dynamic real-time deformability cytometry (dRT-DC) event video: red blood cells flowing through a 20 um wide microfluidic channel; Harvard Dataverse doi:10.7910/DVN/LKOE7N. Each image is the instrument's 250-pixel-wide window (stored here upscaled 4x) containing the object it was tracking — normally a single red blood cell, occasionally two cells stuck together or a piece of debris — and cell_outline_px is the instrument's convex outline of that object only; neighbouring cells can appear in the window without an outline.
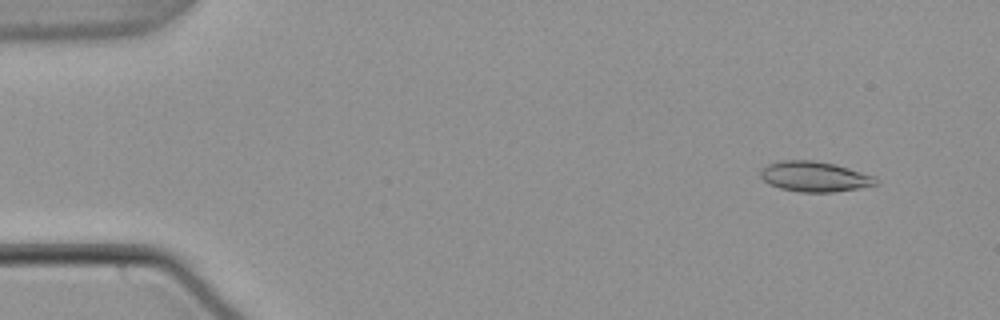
{"species": "common noctule bat (a hibernating species)", "species_latin": "Nyctalus noctula", "temperature_condition": "warm", "stored_images_in_passage": 53, "camera_frame_rate_fps": 3000, "um_per_image_px": 0.085, "animal": {"sex": "male", "body_mass_g": 21.5, "forearm_length_mm": 52.0}, "frame": {"image": 1, "passage_image": 4, "time_ms": 1.0, "image_size_px": [1000, 320], "cell_outline_px": [[880, 184], [832, 192], [800, 192], [780, 188], [768, 184], [760, 176], [760, 172], [768, 164], [780, 160], [812, 160], [836, 164], [876, 176], [880, 180]], "centroid_in_image_um": [69.28, 15.0], "position_along_channel_um": 15.7, "area_um2": 20.46}}
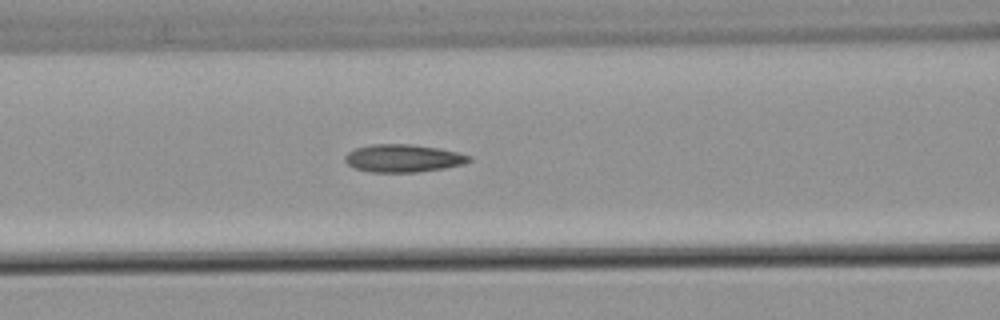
{"frame": {"image": 2, "passage_image": 22, "time_ms": 7.0, "image_size_px": [1000, 320], "cell_outline_px": [[472, 160], [464, 164], [444, 168], [416, 172], [368, 172], [352, 168], [344, 160], [344, 156], [348, 152], [356, 148], [372, 144], [412, 144], [440, 148], [472, 156]], "centroid_in_image_um": [34.25, 13.45], "position_along_channel_um": 132.3, "area_um2": 20.23}}
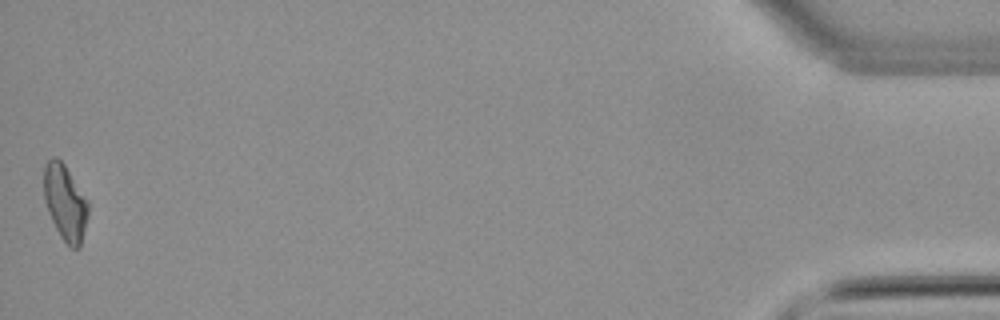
{"frame": {"image": 3, "passage_image": 53, "time_ms": 17.333, "image_size_px": [1000, 320], "cell_outline_px": [[88, 216], [80, 248], [72, 248], [60, 236], [48, 212], [44, 200], [44, 164], [52, 156], [56, 156], [64, 164], [88, 200]], "centroid_in_image_um": [5.53, 17.2], "position_along_channel_um": 429.7, "area_um2": 19.54}, "authors_computed_cell_mechanics": {"area_um2": 19.5942, "velocity_mm_per_s": 3.8146, "shape_relaxation_time_tau1_ms": null, "shape_relaxation_time_tau2_ms": 3.5314, "deformation_change_tau1": null, "deformation_change_tau2": 0.1069}}